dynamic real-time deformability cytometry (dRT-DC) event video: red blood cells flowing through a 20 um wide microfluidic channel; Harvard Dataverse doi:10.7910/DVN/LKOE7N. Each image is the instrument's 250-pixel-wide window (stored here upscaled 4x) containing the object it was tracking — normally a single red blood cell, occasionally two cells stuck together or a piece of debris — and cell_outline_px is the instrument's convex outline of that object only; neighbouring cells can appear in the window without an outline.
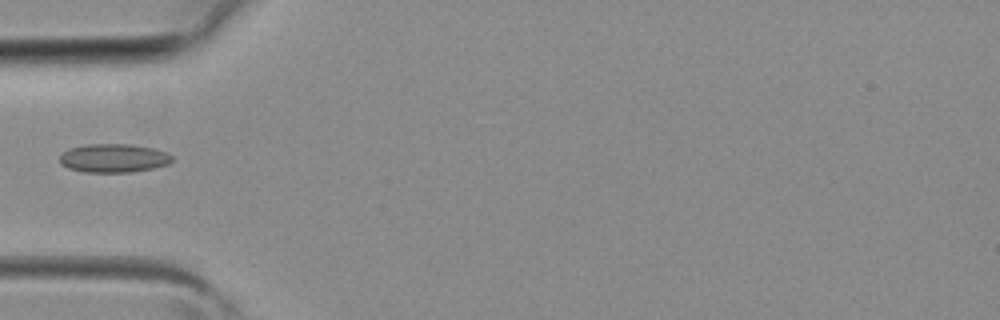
{"species": "common noctule bat (a hibernating species)", "species_latin": "Nyctalus noctula", "temperature_condition": "room temperature", "stored_images_in_passage": 1, "camera_frame_rate_fps": 3000, "um_per_image_px": 0.085, "animal": {"sex": "female", "body_mass_g": 19.3, "forearm_length_mm": 54.1}, "frame": {"image": 1, "passage_image": 1, "time_ms": 0.0, "image_size_px": [1000, 320], "cell_outline_px": [[172, 160], [168, 164], [152, 168], [132, 172], [84, 172], [68, 168], [60, 164], [60, 156], [68, 148], [88, 144], [132, 144], [152, 148], [168, 152], [172, 156]], "centroid_in_image_um": [9.65, 13.44], "position_along_channel_um": 75.3, "area_um2": 18.79}}